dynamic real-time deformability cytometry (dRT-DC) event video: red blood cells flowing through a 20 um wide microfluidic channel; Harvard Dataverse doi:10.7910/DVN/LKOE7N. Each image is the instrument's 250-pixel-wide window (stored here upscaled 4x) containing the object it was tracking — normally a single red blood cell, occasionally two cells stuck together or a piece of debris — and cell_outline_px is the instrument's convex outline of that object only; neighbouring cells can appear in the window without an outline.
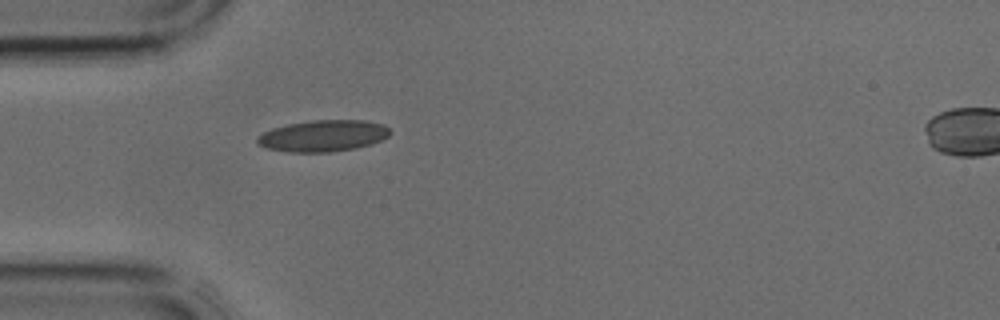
{"species": "common noctule bat (a hibernating species)", "species_latin": "Nyctalus noctula", "temperature_condition": "cold", "stored_images_in_passage": 2, "segment_of_instrument_passage": [1, 2], "camera_frame_rate_fps": 3000, "um_per_image_px": 0.085, "animal": {"sex": "male", "body_mass_g": 17.9, "forearm_length_mm": 54.2}, "frame": {"image": 1, "passage_image": 1, "time_ms": 0.0, "image_size_px": [1000, 320], "cell_outline_px": [[392, 132], [388, 136], [372, 144], [356, 148], [332, 152], [288, 152], [264, 148], [256, 144], [256, 136], [272, 128], [288, 124], [312, 120], [364, 120], [384, 124]], "centroid_in_image_um": [27.44, 11.55], "position_along_channel_um": 57.6, "area_um2": 24.62}}